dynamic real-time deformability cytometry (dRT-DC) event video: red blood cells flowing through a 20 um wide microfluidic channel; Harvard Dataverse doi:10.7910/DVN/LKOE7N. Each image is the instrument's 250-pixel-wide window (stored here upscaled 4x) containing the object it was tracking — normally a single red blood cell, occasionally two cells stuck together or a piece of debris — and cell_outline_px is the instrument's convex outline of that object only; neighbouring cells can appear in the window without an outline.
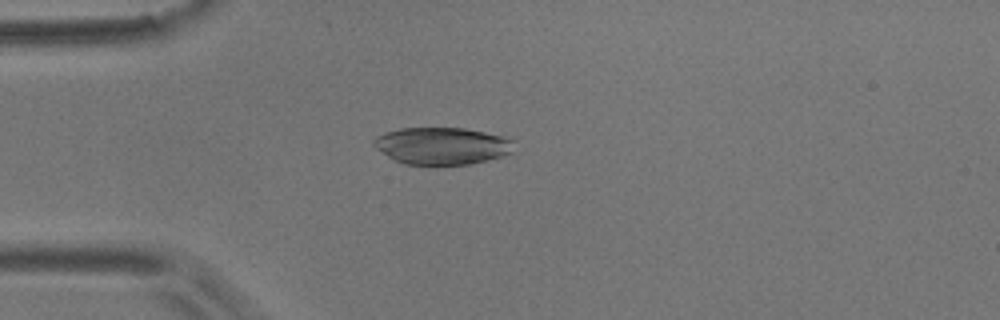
{"species": "common noctule bat (a hibernating species)", "species_latin": "Nyctalus noctula", "temperature_condition": "room temperature", "stored_images_in_passage": 3, "camera_frame_rate_fps": 3000, "um_per_image_px": 0.085, "animal": {"sex": "male", "body_mass_g": 17.9}, "frame": {"image": 1, "passage_image": 3, "time_ms": 0.667, "image_size_px": [1000, 320], "cell_outline_px": [[512, 152], [500, 156], [468, 164], [404, 164], [388, 156], [376, 148], [372, 144], [372, 140], [376, 136], [384, 132], [400, 128], [464, 128], [484, 132], [500, 136], [512, 140]], "centroid_in_image_um": [37.49, 12.38], "position_along_channel_um": 47.5, "area_um2": 29.88}}